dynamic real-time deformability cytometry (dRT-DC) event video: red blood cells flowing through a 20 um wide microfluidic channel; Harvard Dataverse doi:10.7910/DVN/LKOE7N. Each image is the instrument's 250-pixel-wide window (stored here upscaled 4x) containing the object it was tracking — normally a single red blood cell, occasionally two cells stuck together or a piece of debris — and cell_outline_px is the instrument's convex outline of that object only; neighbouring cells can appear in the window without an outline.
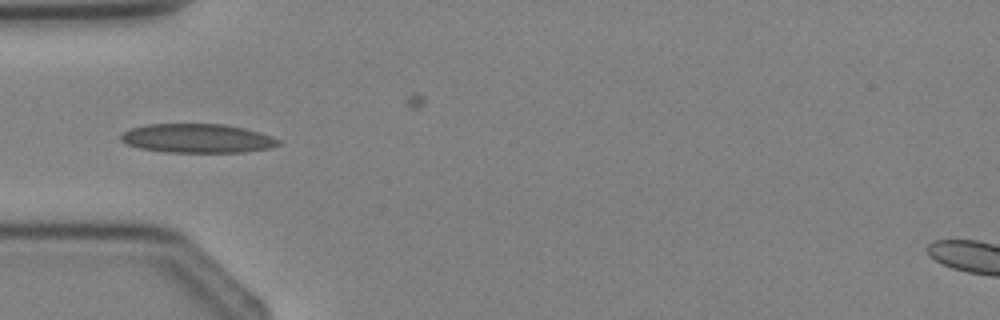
{"species": "Egyptian fruit bat (a non-hibernating species)", "species_latin": "Rousettus aegyptiacus", "temperature_condition": "cold", "stored_images_in_passage": 5, "camera_frame_rate_fps": 3000, "um_per_image_px": 0.085, "animal": {"sex": "female"}, "frame": {"image": 1, "passage_image": 4, "time_ms": 3.667, "image_size_px": [1000, 320], "cell_outline_px": [[280, 144], [268, 148], [244, 152], [164, 152], [140, 148], [128, 144], [120, 140], [120, 136], [128, 128], [148, 124], [224, 124], [244, 128], [272, 136], [280, 140]], "centroid_in_image_um": [16.75, 11.75], "position_along_channel_um": 68.3, "area_um2": 26.59}}